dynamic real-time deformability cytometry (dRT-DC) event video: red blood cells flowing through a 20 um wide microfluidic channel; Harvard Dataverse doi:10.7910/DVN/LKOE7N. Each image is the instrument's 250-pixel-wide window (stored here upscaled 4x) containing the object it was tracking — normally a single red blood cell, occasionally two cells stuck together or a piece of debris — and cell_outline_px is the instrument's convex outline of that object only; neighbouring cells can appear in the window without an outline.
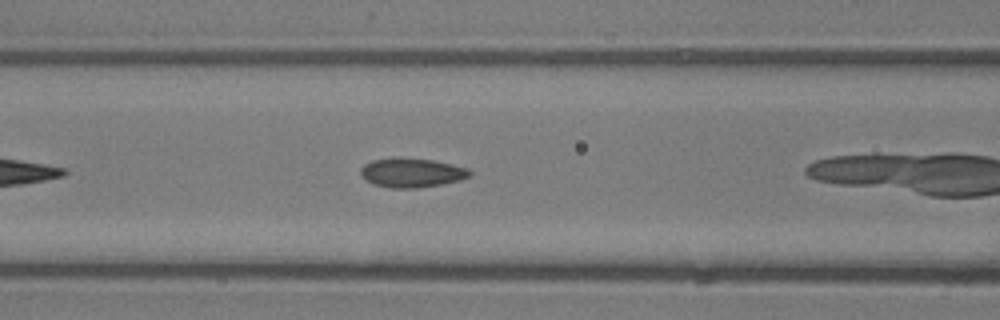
{"species": "common noctule bat (a hibernating species)", "species_latin": "Nyctalus noctula", "temperature_condition": "room temperature", "stored_images_in_passage": 15, "camera_frame_rate_fps": 3000, "um_per_image_px": 0.085, "animal": {"sex": "male", "body_mass_g": 13.3}, "frame": {"image": 1, "passage_image": 6, "time_ms": 1.667, "image_size_px": [1000, 320], "cell_outline_px": [[472, 176], [460, 180], [440, 184], [416, 188], [392, 188], [372, 184], [360, 172], [360, 168], [364, 164], [372, 160], [400, 156], [432, 160], [452, 164], [468, 168], [472, 172]], "centroid_in_image_um": [35.01, 14.66], "position_along_channel_um": 131.6, "area_um2": 18.73}}
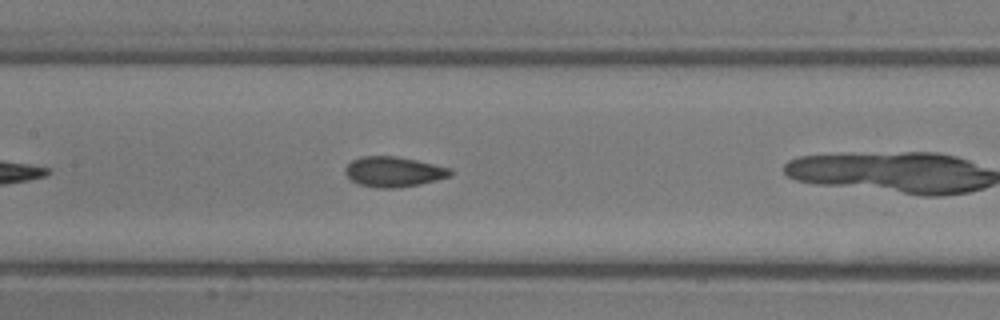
{"frame": {"image": 2, "passage_image": 9, "time_ms": 2.667, "image_size_px": [1000, 320], "cell_outline_px": [[452, 176], [420, 184], [396, 188], [376, 188], [360, 184], [352, 180], [344, 172], [344, 168], [352, 160], [360, 156], [396, 156], [416, 160], [452, 168]], "centroid_in_image_um": [33.47, 14.59], "position_along_channel_um": 173.9, "area_um2": 18.55}}